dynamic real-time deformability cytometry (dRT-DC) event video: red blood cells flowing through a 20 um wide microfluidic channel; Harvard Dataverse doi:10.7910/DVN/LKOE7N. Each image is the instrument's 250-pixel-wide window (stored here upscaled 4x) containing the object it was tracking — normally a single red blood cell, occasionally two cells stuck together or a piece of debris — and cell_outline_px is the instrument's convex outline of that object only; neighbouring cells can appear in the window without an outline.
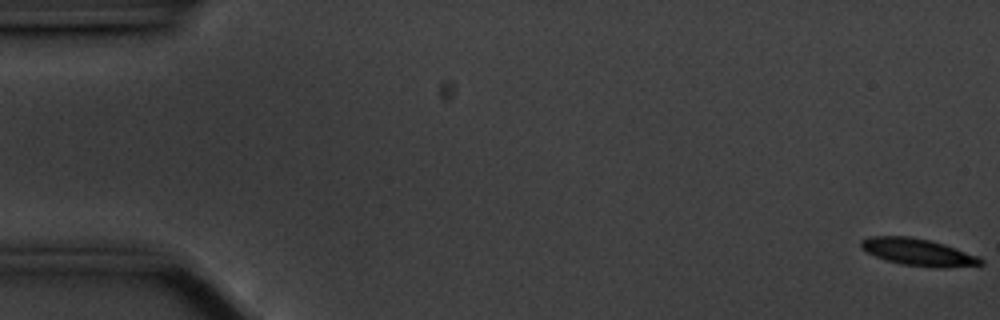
{"species": "common noctule bat (a hibernating species)", "species_latin": "Nyctalus noctula", "temperature_condition": "cold", "stored_images_in_passage": 57, "camera_frame_rate_fps": 3000, "um_per_image_px": 0.085, "animal": {"sex": "male", "body_mass_g": 20.1, "forearm_length_mm": 53.5}, "frame": {"image": 1, "passage_image": 1, "time_ms": 0.0, "image_size_px": [1000, 320], "cell_outline_px": [[984, 264], [948, 268], [936, 268], [904, 264], [888, 260], [876, 256], [860, 248], [860, 240], [868, 236], [908, 236], [928, 240], [944, 244], [980, 256], [984, 260]], "centroid_in_image_um": [78.08, 21.43], "position_along_channel_um": 6.9, "area_um2": 18.9}}
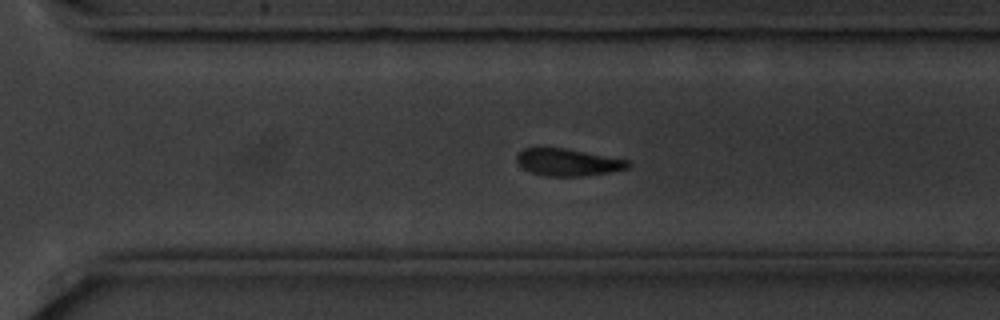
{"frame": {"image": 2, "passage_image": 40, "time_ms": 13.0, "image_size_px": [1000, 320], "cell_outline_px": [[632, 164], [628, 168], [608, 172], [580, 176], [544, 176], [532, 172], [524, 168], [516, 160], [516, 156], [524, 148], [564, 148], [628, 160]], "centroid_in_image_um": [48.27, 13.79], "position_along_channel_um": 322.3, "area_um2": 17.28}}
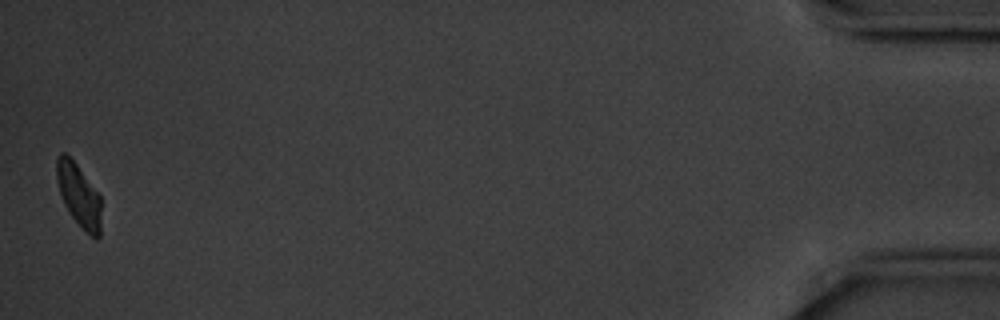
{"frame": {"image": 3, "passage_image": 57, "time_ms": 18.667, "image_size_px": [1000, 320], "cell_outline_px": [[100, 236], [96, 240], [84, 232], [68, 212], [64, 204], [60, 192], [56, 176], [56, 156], [60, 152], [64, 152], [76, 164], [100, 196]], "centroid_in_image_um": [6.68, 16.63], "position_along_channel_um": 428.5, "area_um2": 16.3}, "authors_computed_cell_mechanics": {"area_um2": 19.1896, "velocity_mm_per_s": 3.5023, "shape_relaxation_time_tau1_ms": 1.8343, "shape_relaxation_time_tau2_ms": null, "deformation_change_tau1": 0.1387, "deformation_change_tau2": null}}